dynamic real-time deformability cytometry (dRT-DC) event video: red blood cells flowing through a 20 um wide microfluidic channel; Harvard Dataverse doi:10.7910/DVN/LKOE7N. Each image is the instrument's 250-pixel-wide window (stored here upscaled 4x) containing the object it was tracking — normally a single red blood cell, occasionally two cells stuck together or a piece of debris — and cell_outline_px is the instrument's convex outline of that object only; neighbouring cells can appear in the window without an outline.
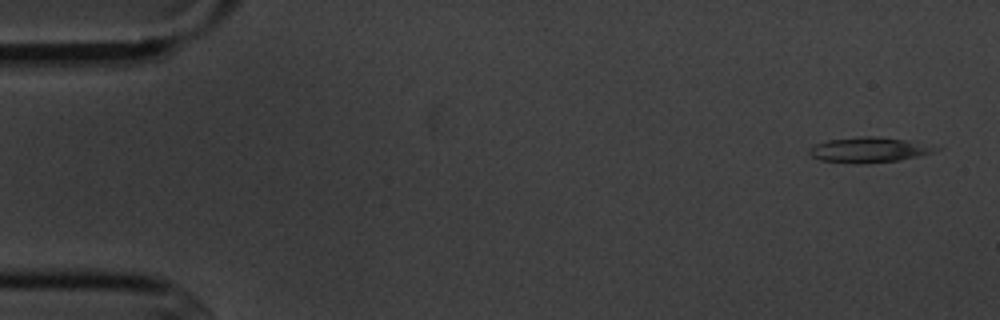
{"species": "common noctule bat (a hibernating species)", "species_latin": "Nyctalus noctula", "temperature_condition": "cold", "stored_images_in_passage": 4, "camera_frame_rate_fps": 3000, "um_per_image_px": 0.085, "animal": {"sex": "male", "body_mass_g": 20.1, "forearm_length_mm": 53.5}, "frame": {"image": 1, "passage_image": 1, "time_ms": 0.0, "image_size_px": [1000, 320], "cell_outline_px": [[944, 148], [932, 152], [916, 156], [896, 160], [856, 164], [820, 160], [812, 156], [808, 152], [808, 148], [816, 144], [828, 140], [864, 136], [872, 136], [904, 140]], "centroid_in_image_um": [73.8, 12.74], "position_along_channel_um": 11.2, "area_um2": 18.15}}
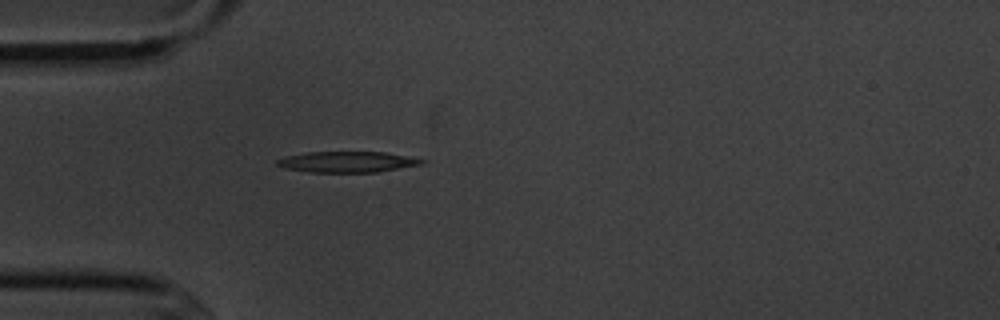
{"frame": {"image": 2, "passage_image": 4, "time_ms": 4.333, "image_size_px": [1000, 320], "cell_outline_px": [[424, 160], [420, 164], [376, 172], [312, 172], [284, 168], [276, 164], [276, 160], [284, 156], [308, 152], [384, 152]], "centroid_in_image_um": [29.41, 13.76], "position_along_channel_um": 55.6, "area_um2": 17.22}}